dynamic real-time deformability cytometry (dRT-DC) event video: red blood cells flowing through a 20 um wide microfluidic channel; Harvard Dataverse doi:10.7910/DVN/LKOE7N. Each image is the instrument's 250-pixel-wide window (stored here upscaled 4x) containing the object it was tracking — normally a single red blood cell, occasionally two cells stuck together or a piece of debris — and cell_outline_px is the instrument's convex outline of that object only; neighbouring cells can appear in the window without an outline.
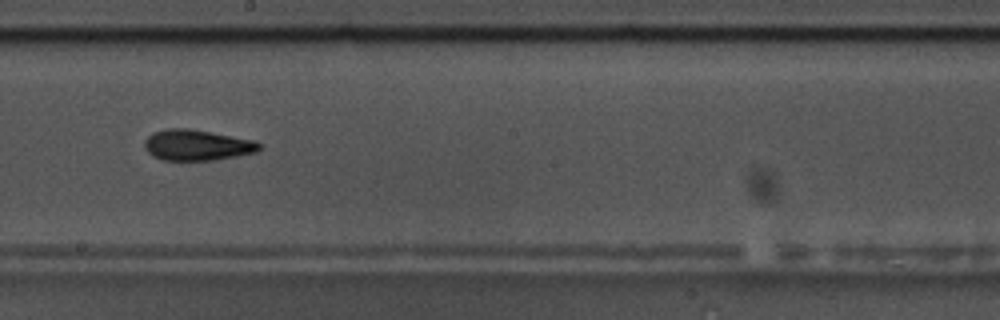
{"species": "common noctule bat (a hibernating species)", "species_latin": "Nyctalus noctula", "temperature_condition": "warm", "stored_images_in_passage": 54, "camera_frame_rate_fps": 3000, "um_per_image_px": 0.085, "animal": {"sex": "male", "body_mass_g": 17.5, "forearm_length_mm": 52.3}, "frame": {"image": 1, "passage_image": 31, "time_ms": 10.0, "image_size_px": [1000, 320], "cell_outline_px": [[264, 148], [256, 152], [216, 160], [164, 160], [152, 156], [144, 148], [144, 140], [152, 132], [168, 128], [188, 128], [252, 140], [264, 144]], "centroid_in_image_um": [16.74, 12.34], "position_along_channel_um": 231.5, "area_um2": 20.69}, "authors_computed_cell_mechanics": {"area_um2": 19.5653, "velocity_mm_per_s": 3.6459, "shape_relaxation_time_tau1_ms": 3.4857, "shape_relaxation_time_tau2_ms": 3.6909, "deformation_change_tau1": 0.1453, "deformation_change_tau2": 0.1269}}